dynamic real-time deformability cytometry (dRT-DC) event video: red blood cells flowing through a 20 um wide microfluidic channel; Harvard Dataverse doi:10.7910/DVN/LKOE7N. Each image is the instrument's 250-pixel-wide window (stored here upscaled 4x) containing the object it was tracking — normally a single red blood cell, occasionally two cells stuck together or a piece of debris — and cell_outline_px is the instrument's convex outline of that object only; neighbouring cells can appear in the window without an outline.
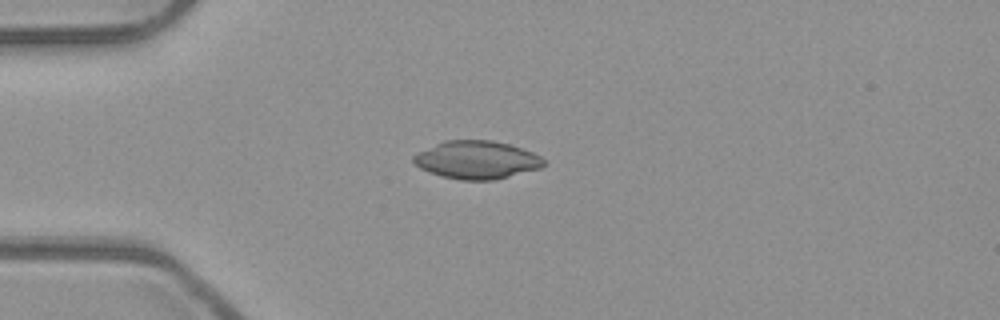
{"species": "common noctule bat (a hibernating species)", "species_latin": "Nyctalus noctula", "temperature_condition": "room temperature", "stored_images_in_passage": 6, "camera_frame_rate_fps": 3000, "um_per_image_px": 0.085, "animal": {"sex": "male", "body_mass_g": 23.1, "forearm_length_mm": 52.7}, "frame": {"image": 1, "passage_image": 4, "time_ms": 1.0, "image_size_px": [1000, 320], "cell_outline_px": [[544, 164], [540, 168], [496, 180], [460, 180], [440, 176], [428, 172], [420, 168], [412, 160], [412, 156], [416, 152], [444, 140], [492, 140], [508, 144], [532, 152], [540, 156], [544, 160]], "centroid_in_image_um": [40.48, 13.59], "position_along_channel_um": 44.5, "area_um2": 28.96}}
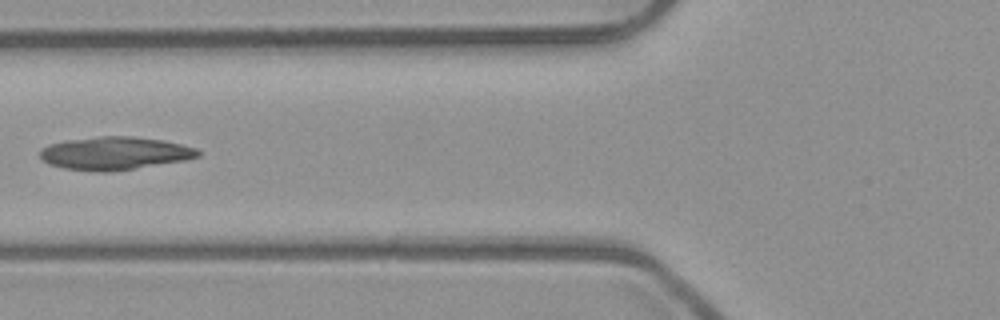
{"frame": {"image": 2, "passage_image": 6, "time_ms": 1.667, "image_size_px": [1000, 320], "cell_outline_px": [[200, 156], [184, 160], [112, 172], [96, 172], [64, 168], [48, 164], [40, 156], [40, 148], [48, 144], [68, 140], [100, 136], [132, 136], [164, 140], [196, 148], [200, 152]], "centroid_in_image_um": [9.73, 13.03], "position_along_channel_um": 116.1, "area_um2": 30.4}}